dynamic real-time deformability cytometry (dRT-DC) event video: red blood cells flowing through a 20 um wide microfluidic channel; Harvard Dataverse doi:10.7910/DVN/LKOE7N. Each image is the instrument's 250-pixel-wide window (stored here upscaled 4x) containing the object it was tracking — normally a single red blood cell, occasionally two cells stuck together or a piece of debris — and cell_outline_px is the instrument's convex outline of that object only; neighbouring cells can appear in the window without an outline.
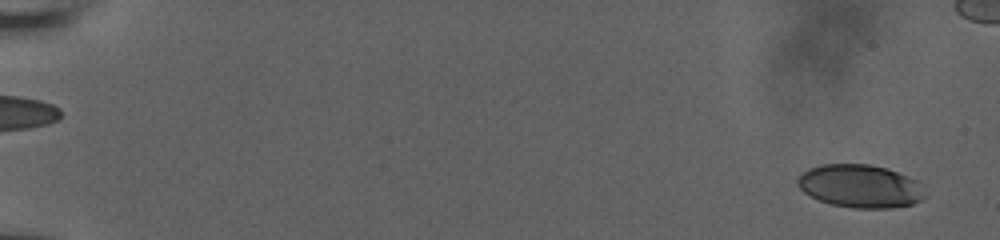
{"species": "human", "species_latin": "Homo sapiens", "temperature_condition": "room temperature", "stored_images_in_passage": 54, "camera_frame_rate_fps": 3000, "um_per_image_px": 0.085, "donor": {"sex": "male"}, "frame": {"image": 1, "passage_image": 2, "time_ms": 0.333, "image_size_px": [1000, 240], "cell_outline_px": [[928, 196], [912, 204], [892, 208], [852, 208], [832, 204], [820, 200], [804, 192], [796, 184], [796, 180], [808, 168], [824, 164], [868, 164], [888, 168], [908, 176], [924, 184]], "centroid_in_image_um": [73.18, 15.82], "position_along_channel_um": 11.8, "area_um2": 32.25}}
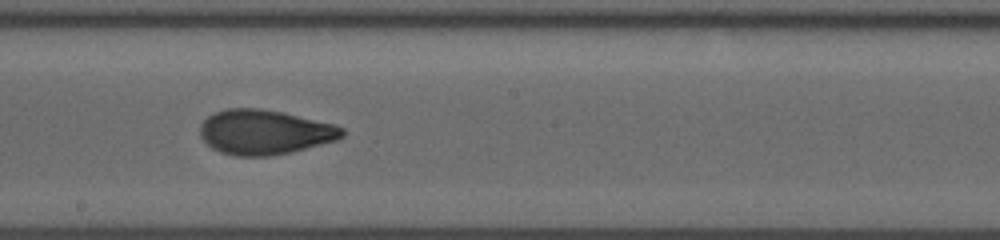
{"frame": {"image": 2, "passage_image": 34, "time_ms": 11.0, "image_size_px": [1000, 240], "cell_outline_px": [[344, 136], [336, 140], [292, 152], [268, 156], [236, 156], [220, 152], [212, 148], [200, 136], [200, 124], [208, 116], [224, 108], [260, 108], [284, 112], [336, 124], [344, 128]], "centroid_in_image_um": [22.5, 11.22], "position_along_channel_um": 225.7, "area_um2": 37.28}}
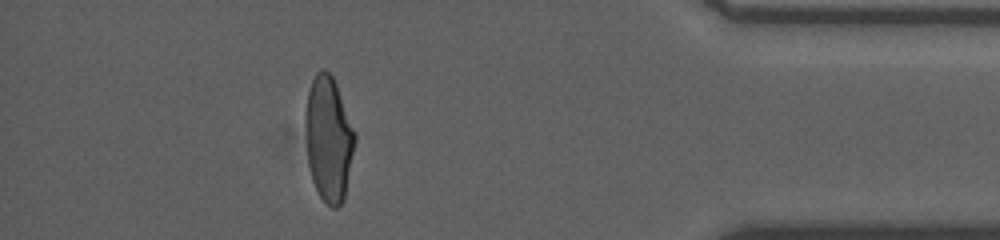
{"frame": {"image": 3, "passage_image": 51, "time_ms": 16.667, "image_size_px": [1000, 240], "cell_outline_px": [[356, 140], [344, 200], [336, 208], [332, 208], [320, 196], [312, 180], [308, 164], [304, 124], [304, 112], [308, 92], [312, 80], [316, 72], [320, 68], [324, 68], [332, 76], [336, 84], [356, 132]], "centroid_in_image_um": [27.92, 11.78], "position_along_channel_um": 407.3, "area_um2": 36.36}}